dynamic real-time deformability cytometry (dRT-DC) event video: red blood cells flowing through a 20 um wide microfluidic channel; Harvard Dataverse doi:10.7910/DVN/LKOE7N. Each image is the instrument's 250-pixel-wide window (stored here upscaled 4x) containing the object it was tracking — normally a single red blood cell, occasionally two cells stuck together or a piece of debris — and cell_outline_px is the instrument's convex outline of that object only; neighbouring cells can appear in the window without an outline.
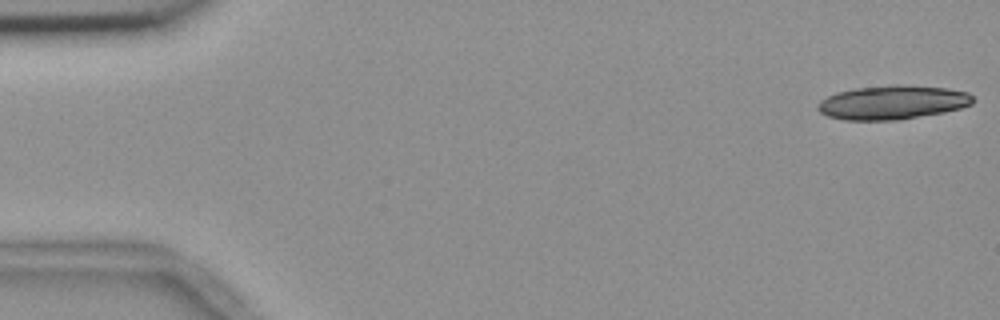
{"species": "common noctule bat (a hibernating species)", "species_latin": "Nyctalus noctula", "temperature_condition": "room temperature", "stored_images_in_passage": 19, "camera_frame_rate_fps": 3000, "um_per_image_px": 0.085, "animal": {"sex": "female", "body_mass_g": 18.4}, "frame": {"image": 1, "passage_image": 1, "time_ms": 0.0, "image_size_px": [1000, 320], "cell_outline_px": [[972, 104], [960, 108], [944, 112], [900, 120], [844, 120], [828, 116], [820, 112], [816, 108], [816, 104], [820, 100], [836, 92], [856, 88], [896, 84], [948, 88], [968, 92], [972, 96]], "centroid_in_image_um": [75.83, 8.7], "position_along_channel_um": 9.2, "area_um2": 30.81}}